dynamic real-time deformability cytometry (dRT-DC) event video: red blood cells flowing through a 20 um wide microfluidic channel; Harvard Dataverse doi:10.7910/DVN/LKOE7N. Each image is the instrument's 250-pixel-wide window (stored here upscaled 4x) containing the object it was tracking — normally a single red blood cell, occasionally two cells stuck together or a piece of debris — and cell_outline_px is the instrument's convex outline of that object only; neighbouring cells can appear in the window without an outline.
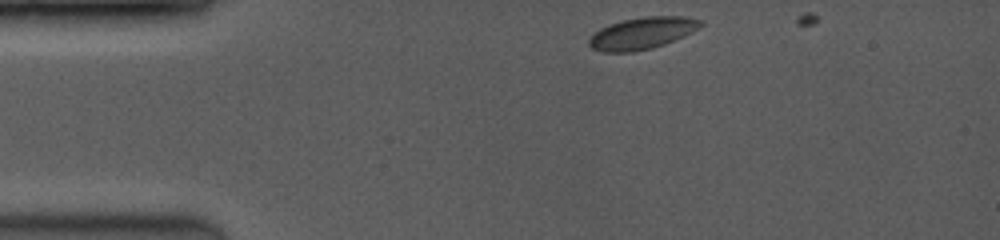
{"species": "common noctule bat (a hibernating species)", "species_latin": "Nyctalus noctula", "temperature_condition": "room temperature", "stored_images_in_passage": 26, "camera_frame_rate_fps": 3500, "um_per_image_px": 0.085, "animal": {"sex": "female", "body_mass_g": 19.0, "forearm_length_mm": 53.3}, "frame": {"image": 1, "passage_image": 1, "time_ms": 0.0, "image_size_px": [1000, 240], "cell_outline_px": [[704, 24], [692, 32], [684, 36], [664, 44], [652, 48], [632, 52], [600, 52], [592, 48], [588, 44], [588, 40], [600, 28], [624, 20], [644, 16], [680, 16], [704, 20]], "centroid_in_image_um": [54.6, 2.82], "position_along_channel_um": 30.4, "area_um2": 20.63}}
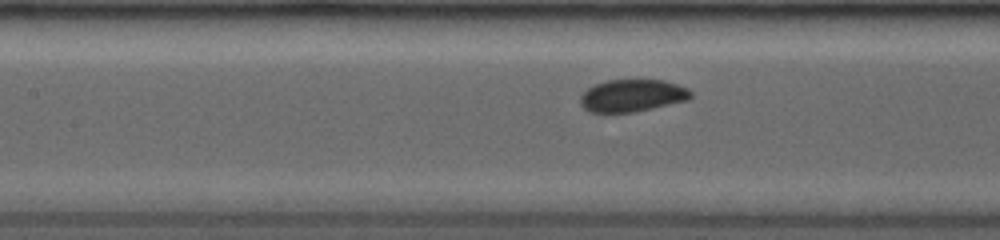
{"frame": {"image": 2, "passage_image": 18, "time_ms": 4.286, "image_size_px": [1000, 240], "cell_outline_px": [[692, 96], [688, 100], [652, 108], [632, 112], [588, 112], [580, 104], [580, 96], [588, 88], [596, 84], [608, 80], [664, 80], [688, 88], [692, 92]], "centroid_in_image_um": [53.74, 8.12], "position_along_channel_um": 153.7, "area_um2": 20.69}}
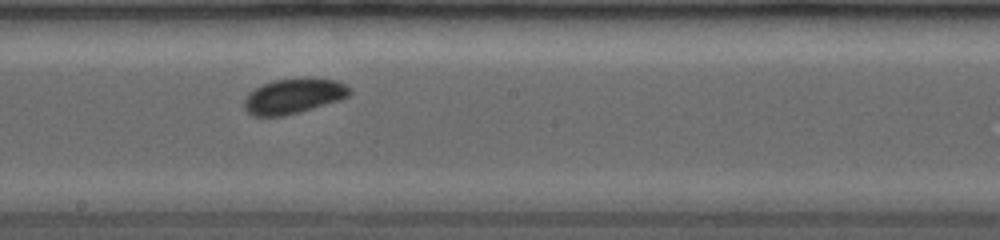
{"frame": {"image": 3, "passage_image": 24, "time_ms": 6.0, "image_size_px": [1000, 240], "cell_outline_px": [[352, 92], [348, 96], [340, 100], [284, 116], [252, 116], [244, 108], [244, 100], [248, 92], [264, 84], [276, 80], [300, 76], [308, 76], [340, 80], [352, 88]], "centroid_in_image_um": [25.01, 8.13], "position_along_channel_um": 223.2, "area_um2": 22.08}}